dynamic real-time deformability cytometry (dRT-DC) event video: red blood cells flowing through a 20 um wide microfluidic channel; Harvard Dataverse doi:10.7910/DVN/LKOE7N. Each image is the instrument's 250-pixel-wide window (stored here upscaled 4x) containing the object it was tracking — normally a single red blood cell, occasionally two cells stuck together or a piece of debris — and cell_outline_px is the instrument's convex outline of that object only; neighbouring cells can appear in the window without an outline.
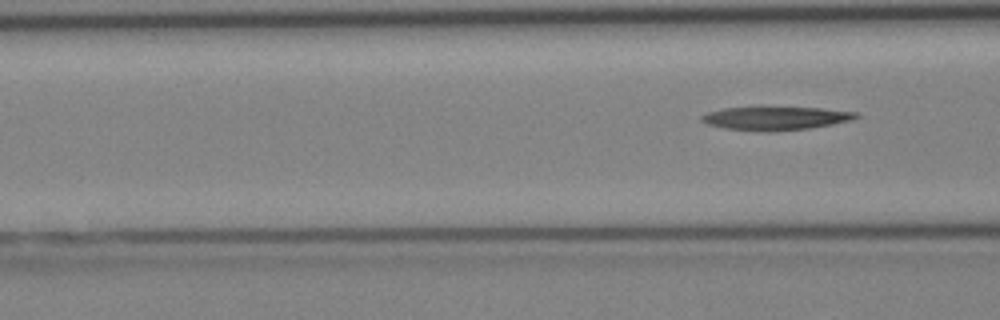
{"species": "Egyptian fruit bat (a non-hibernating species)", "species_latin": "Rousettus aegyptiacus", "temperature_condition": "cold", "stored_images_in_passage": 5, "camera_frame_rate_fps": 3000, "um_per_image_px": 0.085, "animal": {"sex": "female"}, "frame": {"image": 1, "passage_image": 5, "time_ms": 4.667, "image_size_px": [1000, 320], "cell_outline_px": [[860, 116], [852, 120], [832, 124], [808, 128], [768, 132], [764, 132], [724, 128], [708, 124], [700, 120], [700, 116], [708, 112], [724, 108], [820, 108], [856, 112]], "centroid_in_image_um": [65.91, 10.06], "position_along_channel_um": 100.7, "area_um2": 20.75}}